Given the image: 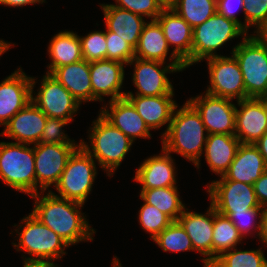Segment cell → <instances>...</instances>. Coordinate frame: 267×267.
<instances>
[{
	"mask_svg": "<svg viewBox=\"0 0 267 267\" xmlns=\"http://www.w3.org/2000/svg\"><path fill=\"white\" fill-rule=\"evenodd\" d=\"M42 193L31 196L36 198L32 214L41 223L58 234L69 246L93 240L95 230L80 211L84 204L57 197L50 191L40 196Z\"/></svg>",
	"mask_w": 267,
	"mask_h": 267,
	"instance_id": "1",
	"label": "cell"
},
{
	"mask_svg": "<svg viewBox=\"0 0 267 267\" xmlns=\"http://www.w3.org/2000/svg\"><path fill=\"white\" fill-rule=\"evenodd\" d=\"M177 107L178 105L173 111L168 131L162 137V148L170 154H180L199 169L200 158L208 138L207 130L201 115L189 101L179 110Z\"/></svg>",
	"mask_w": 267,
	"mask_h": 267,
	"instance_id": "2",
	"label": "cell"
},
{
	"mask_svg": "<svg viewBox=\"0 0 267 267\" xmlns=\"http://www.w3.org/2000/svg\"><path fill=\"white\" fill-rule=\"evenodd\" d=\"M89 139L91 146L80 140V145L112 176L125 158L133 141L115 128L101 114L93 121ZM91 148V149H90Z\"/></svg>",
	"mask_w": 267,
	"mask_h": 267,
	"instance_id": "3",
	"label": "cell"
},
{
	"mask_svg": "<svg viewBox=\"0 0 267 267\" xmlns=\"http://www.w3.org/2000/svg\"><path fill=\"white\" fill-rule=\"evenodd\" d=\"M0 142V179L29 196L36 194L34 145Z\"/></svg>",
	"mask_w": 267,
	"mask_h": 267,
	"instance_id": "4",
	"label": "cell"
},
{
	"mask_svg": "<svg viewBox=\"0 0 267 267\" xmlns=\"http://www.w3.org/2000/svg\"><path fill=\"white\" fill-rule=\"evenodd\" d=\"M241 69L247 98L267 95V47L253 35H247L231 53Z\"/></svg>",
	"mask_w": 267,
	"mask_h": 267,
	"instance_id": "5",
	"label": "cell"
},
{
	"mask_svg": "<svg viewBox=\"0 0 267 267\" xmlns=\"http://www.w3.org/2000/svg\"><path fill=\"white\" fill-rule=\"evenodd\" d=\"M246 35L247 32L237 22L216 12L193 28L191 65L218 56L215 51L223 44L238 36L245 38Z\"/></svg>",
	"mask_w": 267,
	"mask_h": 267,
	"instance_id": "6",
	"label": "cell"
},
{
	"mask_svg": "<svg viewBox=\"0 0 267 267\" xmlns=\"http://www.w3.org/2000/svg\"><path fill=\"white\" fill-rule=\"evenodd\" d=\"M96 171L95 160L80 145L69 158L58 183L55 185L60 195L50 192L57 197L84 204L92 190L97 175Z\"/></svg>",
	"mask_w": 267,
	"mask_h": 267,
	"instance_id": "7",
	"label": "cell"
},
{
	"mask_svg": "<svg viewBox=\"0 0 267 267\" xmlns=\"http://www.w3.org/2000/svg\"><path fill=\"white\" fill-rule=\"evenodd\" d=\"M20 228L23 227L19 235L18 244L12 243L17 247V251L23 250L30 257L26 259L55 260L63 257L64 248L69 245L53 230L41 223L32 213L21 220Z\"/></svg>",
	"mask_w": 267,
	"mask_h": 267,
	"instance_id": "8",
	"label": "cell"
},
{
	"mask_svg": "<svg viewBox=\"0 0 267 267\" xmlns=\"http://www.w3.org/2000/svg\"><path fill=\"white\" fill-rule=\"evenodd\" d=\"M207 188L210 204L217 212L247 213L249 209H265L260 206L253 185L228 180L223 175Z\"/></svg>",
	"mask_w": 267,
	"mask_h": 267,
	"instance_id": "9",
	"label": "cell"
},
{
	"mask_svg": "<svg viewBox=\"0 0 267 267\" xmlns=\"http://www.w3.org/2000/svg\"><path fill=\"white\" fill-rule=\"evenodd\" d=\"M210 85L206 93L228 99L241 101L247 99L244 80L236 58L218 55L207 58Z\"/></svg>",
	"mask_w": 267,
	"mask_h": 267,
	"instance_id": "10",
	"label": "cell"
},
{
	"mask_svg": "<svg viewBox=\"0 0 267 267\" xmlns=\"http://www.w3.org/2000/svg\"><path fill=\"white\" fill-rule=\"evenodd\" d=\"M35 79L32 83V102L47 116L72 121L74 113L78 111L79 102L73 95L51 74L43 76L41 87L33 97Z\"/></svg>",
	"mask_w": 267,
	"mask_h": 267,
	"instance_id": "11",
	"label": "cell"
},
{
	"mask_svg": "<svg viewBox=\"0 0 267 267\" xmlns=\"http://www.w3.org/2000/svg\"><path fill=\"white\" fill-rule=\"evenodd\" d=\"M79 146L80 143L34 145L36 194L39 193L38 187L41 192H45L51 184L55 187L69 158Z\"/></svg>",
	"mask_w": 267,
	"mask_h": 267,
	"instance_id": "12",
	"label": "cell"
},
{
	"mask_svg": "<svg viewBox=\"0 0 267 267\" xmlns=\"http://www.w3.org/2000/svg\"><path fill=\"white\" fill-rule=\"evenodd\" d=\"M135 65H134V64ZM128 64L134 65L133 84L138 89L136 95L160 96L174 94L173 86L167 78V73L180 72L185 69V64L169 63L163 66L162 62L143 60L134 57ZM160 67H164L160 69Z\"/></svg>",
	"mask_w": 267,
	"mask_h": 267,
	"instance_id": "13",
	"label": "cell"
},
{
	"mask_svg": "<svg viewBox=\"0 0 267 267\" xmlns=\"http://www.w3.org/2000/svg\"><path fill=\"white\" fill-rule=\"evenodd\" d=\"M201 115L207 134L235 135L236 106L231 99L210 95L188 100Z\"/></svg>",
	"mask_w": 267,
	"mask_h": 267,
	"instance_id": "14",
	"label": "cell"
},
{
	"mask_svg": "<svg viewBox=\"0 0 267 267\" xmlns=\"http://www.w3.org/2000/svg\"><path fill=\"white\" fill-rule=\"evenodd\" d=\"M156 20L161 25L168 45H174L170 61L172 64L191 65L193 28L171 7H165Z\"/></svg>",
	"mask_w": 267,
	"mask_h": 267,
	"instance_id": "15",
	"label": "cell"
},
{
	"mask_svg": "<svg viewBox=\"0 0 267 267\" xmlns=\"http://www.w3.org/2000/svg\"><path fill=\"white\" fill-rule=\"evenodd\" d=\"M31 78L19 68L0 83V125L32 101Z\"/></svg>",
	"mask_w": 267,
	"mask_h": 267,
	"instance_id": "16",
	"label": "cell"
},
{
	"mask_svg": "<svg viewBox=\"0 0 267 267\" xmlns=\"http://www.w3.org/2000/svg\"><path fill=\"white\" fill-rule=\"evenodd\" d=\"M124 63L115 60L90 62L92 101H103L102 96H111L110 101L125 97L121 92L124 80Z\"/></svg>",
	"mask_w": 267,
	"mask_h": 267,
	"instance_id": "17",
	"label": "cell"
},
{
	"mask_svg": "<svg viewBox=\"0 0 267 267\" xmlns=\"http://www.w3.org/2000/svg\"><path fill=\"white\" fill-rule=\"evenodd\" d=\"M235 136L241 144H255L267 132V115L258 98L237 101Z\"/></svg>",
	"mask_w": 267,
	"mask_h": 267,
	"instance_id": "18",
	"label": "cell"
},
{
	"mask_svg": "<svg viewBox=\"0 0 267 267\" xmlns=\"http://www.w3.org/2000/svg\"><path fill=\"white\" fill-rule=\"evenodd\" d=\"M177 221L190 237L194 251L206 256V258L203 257L202 259L204 267H209L212 263L214 207L210 204L205 214L189 212L188 209H184Z\"/></svg>",
	"mask_w": 267,
	"mask_h": 267,
	"instance_id": "19",
	"label": "cell"
},
{
	"mask_svg": "<svg viewBox=\"0 0 267 267\" xmlns=\"http://www.w3.org/2000/svg\"><path fill=\"white\" fill-rule=\"evenodd\" d=\"M47 116L31 101L17 112L4 126L1 136L15 139L16 143L38 144Z\"/></svg>",
	"mask_w": 267,
	"mask_h": 267,
	"instance_id": "20",
	"label": "cell"
},
{
	"mask_svg": "<svg viewBox=\"0 0 267 267\" xmlns=\"http://www.w3.org/2000/svg\"><path fill=\"white\" fill-rule=\"evenodd\" d=\"M109 104L110 110L106 106L102 107L100 114L115 128L133 142L137 137L151 138L150 129L126 97L109 100Z\"/></svg>",
	"mask_w": 267,
	"mask_h": 267,
	"instance_id": "21",
	"label": "cell"
},
{
	"mask_svg": "<svg viewBox=\"0 0 267 267\" xmlns=\"http://www.w3.org/2000/svg\"><path fill=\"white\" fill-rule=\"evenodd\" d=\"M174 94L160 96H140L127 92L125 97L132 103L138 114L145 121L150 130L159 129L168 124L162 137L168 131L176 102L172 100Z\"/></svg>",
	"mask_w": 267,
	"mask_h": 267,
	"instance_id": "22",
	"label": "cell"
},
{
	"mask_svg": "<svg viewBox=\"0 0 267 267\" xmlns=\"http://www.w3.org/2000/svg\"><path fill=\"white\" fill-rule=\"evenodd\" d=\"M160 155L151 156L139 166L133 180L142 185L141 189L176 186L175 163L164 148Z\"/></svg>",
	"mask_w": 267,
	"mask_h": 267,
	"instance_id": "23",
	"label": "cell"
},
{
	"mask_svg": "<svg viewBox=\"0 0 267 267\" xmlns=\"http://www.w3.org/2000/svg\"><path fill=\"white\" fill-rule=\"evenodd\" d=\"M266 170L267 165L259 149L254 144H240L224 176L228 180L253 185Z\"/></svg>",
	"mask_w": 267,
	"mask_h": 267,
	"instance_id": "24",
	"label": "cell"
},
{
	"mask_svg": "<svg viewBox=\"0 0 267 267\" xmlns=\"http://www.w3.org/2000/svg\"><path fill=\"white\" fill-rule=\"evenodd\" d=\"M100 6L104 12L106 29L116 33L118 37L126 40L136 49L141 32L147 23L144 21V17L113 4H101Z\"/></svg>",
	"mask_w": 267,
	"mask_h": 267,
	"instance_id": "25",
	"label": "cell"
},
{
	"mask_svg": "<svg viewBox=\"0 0 267 267\" xmlns=\"http://www.w3.org/2000/svg\"><path fill=\"white\" fill-rule=\"evenodd\" d=\"M51 75L73 95L79 104L92 101L90 62L80 60L58 67Z\"/></svg>",
	"mask_w": 267,
	"mask_h": 267,
	"instance_id": "26",
	"label": "cell"
},
{
	"mask_svg": "<svg viewBox=\"0 0 267 267\" xmlns=\"http://www.w3.org/2000/svg\"><path fill=\"white\" fill-rule=\"evenodd\" d=\"M240 144L235 135L208 134L204 153L210 170L223 176L228 171Z\"/></svg>",
	"mask_w": 267,
	"mask_h": 267,
	"instance_id": "27",
	"label": "cell"
},
{
	"mask_svg": "<svg viewBox=\"0 0 267 267\" xmlns=\"http://www.w3.org/2000/svg\"><path fill=\"white\" fill-rule=\"evenodd\" d=\"M48 53L51 60L48 71L83 60L79 35L71 31H61L50 41Z\"/></svg>",
	"mask_w": 267,
	"mask_h": 267,
	"instance_id": "28",
	"label": "cell"
},
{
	"mask_svg": "<svg viewBox=\"0 0 267 267\" xmlns=\"http://www.w3.org/2000/svg\"><path fill=\"white\" fill-rule=\"evenodd\" d=\"M169 45L157 20L147 22L141 32L135 57L143 60L166 63Z\"/></svg>",
	"mask_w": 267,
	"mask_h": 267,
	"instance_id": "29",
	"label": "cell"
},
{
	"mask_svg": "<svg viewBox=\"0 0 267 267\" xmlns=\"http://www.w3.org/2000/svg\"><path fill=\"white\" fill-rule=\"evenodd\" d=\"M177 186L141 189L140 198L147 204L156 206L172 221H177L185 209L179 198Z\"/></svg>",
	"mask_w": 267,
	"mask_h": 267,
	"instance_id": "30",
	"label": "cell"
},
{
	"mask_svg": "<svg viewBox=\"0 0 267 267\" xmlns=\"http://www.w3.org/2000/svg\"><path fill=\"white\" fill-rule=\"evenodd\" d=\"M243 236L231 220L214 209V225L212 234V262L222 253L236 248Z\"/></svg>",
	"mask_w": 267,
	"mask_h": 267,
	"instance_id": "31",
	"label": "cell"
},
{
	"mask_svg": "<svg viewBox=\"0 0 267 267\" xmlns=\"http://www.w3.org/2000/svg\"><path fill=\"white\" fill-rule=\"evenodd\" d=\"M171 8L194 28L217 12V0H174Z\"/></svg>",
	"mask_w": 267,
	"mask_h": 267,
	"instance_id": "32",
	"label": "cell"
},
{
	"mask_svg": "<svg viewBox=\"0 0 267 267\" xmlns=\"http://www.w3.org/2000/svg\"><path fill=\"white\" fill-rule=\"evenodd\" d=\"M209 267H267L263 250L239 251L233 248L222 253Z\"/></svg>",
	"mask_w": 267,
	"mask_h": 267,
	"instance_id": "33",
	"label": "cell"
},
{
	"mask_svg": "<svg viewBox=\"0 0 267 267\" xmlns=\"http://www.w3.org/2000/svg\"><path fill=\"white\" fill-rule=\"evenodd\" d=\"M153 240L165 252L194 251L190 237L178 221H173Z\"/></svg>",
	"mask_w": 267,
	"mask_h": 267,
	"instance_id": "34",
	"label": "cell"
},
{
	"mask_svg": "<svg viewBox=\"0 0 267 267\" xmlns=\"http://www.w3.org/2000/svg\"><path fill=\"white\" fill-rule=\"evenodd\" d=\"M173 221L156 206L144 202L139 210V223L147 233L152 234L154 239L162 230L168 227Z\"/></svg>",
	"mask_w": 267,
	"mask_h": 267,
	"instance_id": "35",
	"label": "cell"
},
{
	"mask_svg": "<svg viewBox=\"0 0 267 267\" xmlns=\"http://www.w3.org/2000/svg\"><path fill=\"white\" fill-rule=\"evenodd\" d=\"M83 60L87 62L106 59V32L93 31L85 37H80Z\"/></svg>",
	"mask_w": 267,
	"mask_h": 267,
	"instance_id": "36",
	"label": "cell"
},
{
	"mask_svg": "<svg viewBox=\"0 0 267 267\" xmlns=\"http://www.w3.org/2000/svg\"><path fill=\"white\" fill-rule=\"evenodd\" d=\"M218 213L227 216L234 224V226L238 229L239 233L242 236H245L246 234L250 233L252 228L254 227L253 228L254 230L255 229L258 230L257 236L260 239L264 209H249L247 210V213H236V212H218ZM257 216L260 219L258 223L255 222Z\"/></svg>",
	"mask_w": 267,
	"mask_h": 267,
	"instance_id": "37",
	"label": "cell"
},
{
	"mask_svg": "<svg viewBox=\"0 0 267 267\" xmlns=\"http://www.w3.org/2000/svg\"><path fill=\"white\" fill-rule=\"evenodd\" d=\"M106 60H115L126 65L135 57V49L114 32L106 30Z\"/></svg>",
	"mask_w": 267,
	"mask_h": 267,
	"instance_id": "38",
	"label": "cell"
},
{
	"mask_svg": "<svg viewBox=\"0 0 267 267\" xmlns=\"http://www.w3.org/2000/svg\"><path fill=\"white\" fill-rule=\"evenodd\" d=\"M116 3L117 5H113L118 8L131 11L142 17L146 16L151 20H156L165 8L158 0H116Z\"/></svg>",
	"mask_w": 267,
	"mask_h": 267,
	"instance_id": "39",
	"label": "cell"
},
{
	"mask_svg": "<svg viewBox=\"0 0 267 267\" xmlns=\"http://www.w3.org/2000/svg\"><path fill=\"white\" fill-rule=\"evenodd\" d=\"M69 121L58 118L47 117L45 127L38 143L43 144H76L75 140H70L62 131V127L67 125Z\"/></svg>",
	"mask_w": 267,
	"mask_h": 267,
	"instance_id": "40",
	"label": "cell"
},
{
	"mask_svg": "<svg viewBox=\"0 0 267 267\" xmlns=\"http://www.w3.org/2000/svg\"><path fill=\"white\" fill-rule=\"evenodd\" d=\"M243 11L245 22L243 29L247 32L250 26L257 27V31L267 23V0H244Z\"/></svg>",
	"mask_w": 267,
	"mask_h": 267,
	"instance_id": "41",
	"label": "cell"
},
{
	"mask_svg": "<svg viewBox=\"0 0 267 267\" xmlns=\"http://www.w3.org/2000/svg\"><path fill=\"white\" fill-rule=\"evenodd\" d=\"M234 2L235 4L237 3L236 5L238 7L235 4H233ZM233 5H235L236 7ZM239 7L242 8L243 10L244 0H217V12L226 17L227 19H231L237 22L243 28V24L235 16L236 15L235 12L237 9H239Z\"/></svg>",
	"mask_w": 267,
	"mask_h": 267,
	"instance_id": "42",
	"label": "cell"
},
{
	"mask_svg": "<svg viewBox=\"0 0 267 267\" xmlns=\"http://www.w3.org/2000/svg\"><path fill=\"white\" fill-rule=\"evenodd\" d=\"M254 192L261 207H267V170L253 184Z\"/></svg>",
	"mask_w": 267,
	"mask_h": 267,
	"instance_id": "43",
	"label": "cell"
},
{
	"mask_svg": "<svg viewBox=\"0 0 267 267\" xmlns=\"http://www.w3.org/2000/svg\"><path fill=\"white\" fill-rule=\"evenodd\" d=\"M24 267H58L52 260L24 259Z\"/></svg>",
	"mask_w": 267,
	"mask_h": 267,
	"instance_id": "44",
	"label": "cell"
},
{
	"mask_svg": "<svg viewBox=\"0 0 267 267\" xmlns=\"http://www.w3.org/2000/svg\"><path fill=\"white\" fill-rule=\"evenodd\" d=\"M45 0H0V4L11 7H21L27 4L43 3Z\"/></svg>",
	"mask_w": 267,
	"mask_h": 267,
	"instance_id": "45",
	"label": "cell"
},
{
	"mask_svg": "<svg viewBox=\"0 0 267 267\" xmlns=\"http://www.w3.org/2000/svg\"><path fill=\"white\" fill-rule=\"evenodd\" d=\"M254 145L259 149L267 165V132Z\"/></svg>",
	"mask_w": 267,
	"mask_h": 267,
	"instance_id": "46",
	"label": "cell"
},
{
	"mask_svg": "<svg viewBox=\"0 0 267 267\" xmlns=\"http://www.w3.org/2000/svg\"><path fill=\"white\" fill-rule=\"evenodd\" d=\"M260 238L261 242L267 245V207L264 209Z\"/></svg>",
	"mask_w": 267,
	"mask_h": 267,
	"instance_id": "47",
	"label": "cell"
},
{
	"mask_svg": "<svg viewBox=\"0 0 267 267\" xmlns=\"http://www.w3.org/2000/svg\"><path fill=\"white\" fill-rule=\"evenodd\" d=\"M259 40L267 47V23H265L258 31H254Z\"/></svg>",
	"mask_w": 267,
	"mask_h": 267,
	"instance_id": "48",
	"label": "cell"
},
{
	"mask_svg": "<svg viewBox=\"0 0 267 267\" xmlns=\"http://www.w3.org/2000/svg\"><path fill=\"white\" fill-rule=\"evenodd\" d=\"M10 47H12L11 43L0 40V56L5 53Z\"/></svg>",
	"mask_w": 267,
	"mask_h": 267,
	"instance_id": "49",
	"label": "cell"
},
{
	"mask_svg": "<svg viewBox=\"0 0 267 267\" xmlns=\"http://www.w3.org/2000/svg\"><path fill=\"white\" fill-rule=\"evenodd\" d=\"M258 99L262 102V105H263L265 112H266V115H267V95H263V96L259 97Z\"/></svg>",
	"mask_w": 267,
	"mask_h": 267,
	"instance_id": "50",
	"label": "cell"
},
{
	"mask_svg": "<svg viewBox=\"0 0 267 267\" xmlns=\"http://www.w3.org/2000/svg\"><path fill=\"white\" fill-rule=\"evenodd\" d=\"M159 2H161L165 7H171L174 0H158Z\"/></svg>",
	"mask_w": 267,
	"mask_h": 267,
	"instance_id": "51",
	"label": "cell"
},
{
	"mask_svg": "<svg viewBox=\"0 0 267 267\" xmlns=\"http://www.w3.org/2000/svg\"><path fill=\"white\" fill-rule=\"evenodd\" d=\"M112 264H113V267H122L121 264H120L119 259L116 256H114Z\"/></svg>",
	"mask_w": 267,
	"mask_h": 267,
	"instance_id": "52",
	"label": "cell"
}]
</instances>
